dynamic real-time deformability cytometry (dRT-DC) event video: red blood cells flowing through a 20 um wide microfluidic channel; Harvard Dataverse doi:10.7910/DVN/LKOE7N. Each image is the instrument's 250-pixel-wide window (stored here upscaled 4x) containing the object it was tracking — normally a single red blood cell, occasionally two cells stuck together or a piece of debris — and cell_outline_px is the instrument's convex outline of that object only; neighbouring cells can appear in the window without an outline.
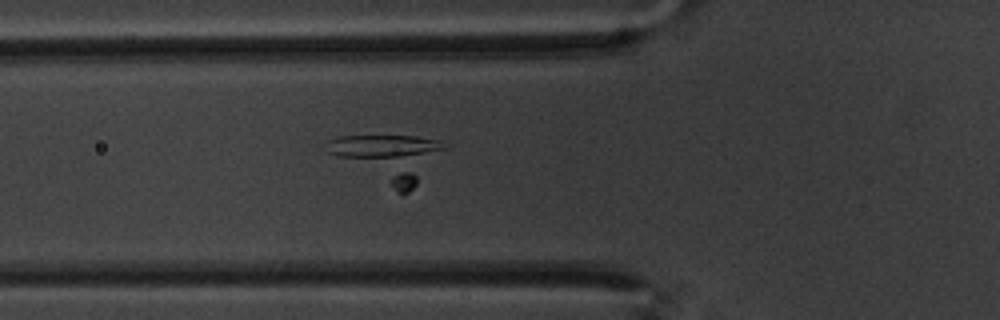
{"species": "common noctule bat (a hibernating species)", "species_latin": "Nyctalus noctula", "temperature_condition": "warm", "stored_images_in_passage": 62, "camera_frame_rate_fps": 3000, "um_per_image_px": 0.085, "animal": {"sex": "male", "body_mass_g": 20.1, "forearm_length_mm": 53.5}, "frame": {"image": 1, "passage_image": 23, "time_ms": 7.333, "image_size_px": [1000, 320], "cell_outline_px": [[448, 148], [416, 184], [408, 192], [400, 192], [328, 152], [328, 140], [340, 136], [416, 136], [440, 140]], "centroid_in_image_um": [33.12, 13.36], "position_along_channel_um": 92.7, "area_um2": 30.92}}